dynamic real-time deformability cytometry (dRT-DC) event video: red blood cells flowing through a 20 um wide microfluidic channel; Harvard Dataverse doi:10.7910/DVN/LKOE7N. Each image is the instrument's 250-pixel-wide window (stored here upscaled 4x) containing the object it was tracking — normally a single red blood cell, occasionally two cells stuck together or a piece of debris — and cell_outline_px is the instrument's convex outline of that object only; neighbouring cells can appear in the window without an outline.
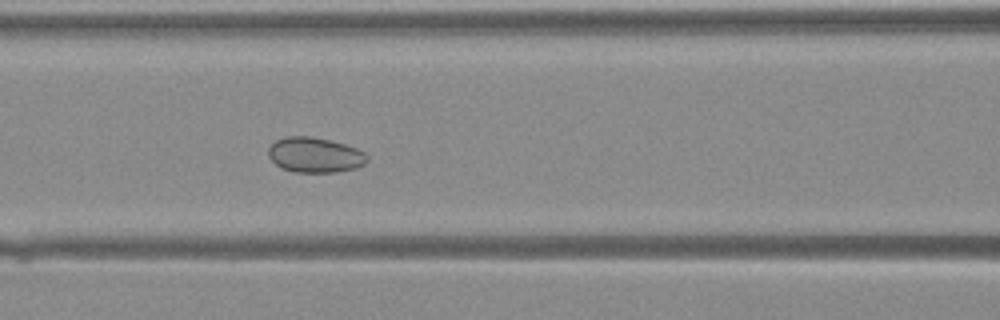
{"species": "Egyptian fruit bat (a non-hibernating species)", "species_latin": "Rousettus aegyptiacus", "temperature_condition": "warm", "stored_images_in_passage": 41, "camera_frame_rate_fps": 3000, "um_per_image_px": 0.085, "animal": {"sex": "female"}, "frame": {"image": 1, "passage_image": 18, "time_ms": 5.667, "image_size_px": [1000, 320], "cell_outline_px": [[368, 160], [364, 164], [356, 168], [336, 172], [296, 172], [280, 168], [268, 156], [268, 148], [276, 140], [288, 136], [308, 136], [328, 140], [344, 144], [356, 148], [364, 152], [368, 156]], "centroid_in_image_um": [26.76, 13.18], "position_along_channel_um": 139.8, "area_um2": 20.17}}
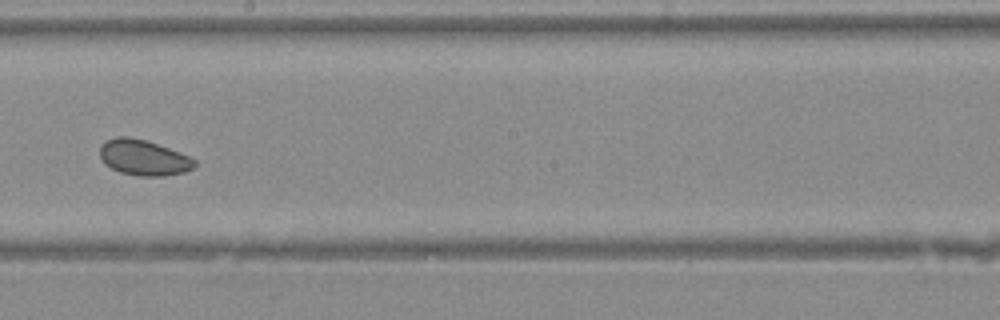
{"frame": {"image": 2, "passage_image": 24, "time_ms": 7.667, "image_size_px": [1000, 320], "cell_outline_px": [[196, 164], [192, 168], [184, 172], [164, 176], [140, 176], [120, 172], [104, 164], [100, 156], [100, 144], [104, 140], [116, 136], [128, 136], [144, 140], [168, 148], [188, 156], [196, 160]], "centroid_in_image_um": [12.16, 13.39], "position_along_channel_um": 236.0, "area_um2": 19.59}}
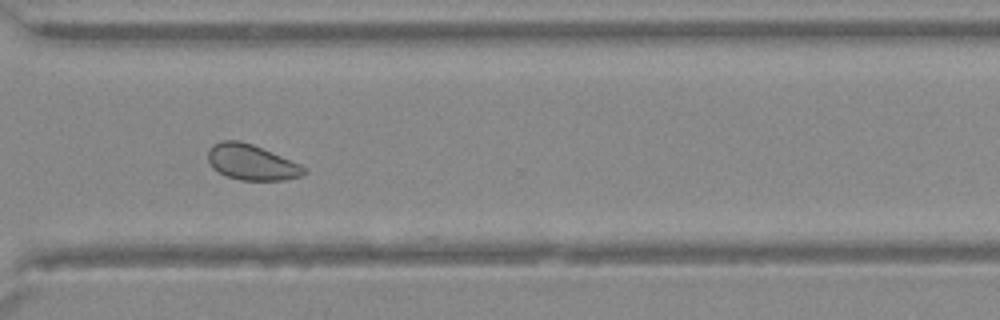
{"frame": {"image": 3, "passage_image": 31, "time_ms": 10.0, "image_size_px": [1000, 320], "cell_outline_px": [[308, 172], [300, 176], [284, 180], [240, 180], [228, 176], [212, 168], [208, 160], [208, 148], [212, 144], [220, 140], [240, 140], [252, 144], [300, 164], [308, 168]], "centroid_in_image_um": [21.37, 13.78], "position_along_channel_um": 349.2, "area_um2": 19.94}}